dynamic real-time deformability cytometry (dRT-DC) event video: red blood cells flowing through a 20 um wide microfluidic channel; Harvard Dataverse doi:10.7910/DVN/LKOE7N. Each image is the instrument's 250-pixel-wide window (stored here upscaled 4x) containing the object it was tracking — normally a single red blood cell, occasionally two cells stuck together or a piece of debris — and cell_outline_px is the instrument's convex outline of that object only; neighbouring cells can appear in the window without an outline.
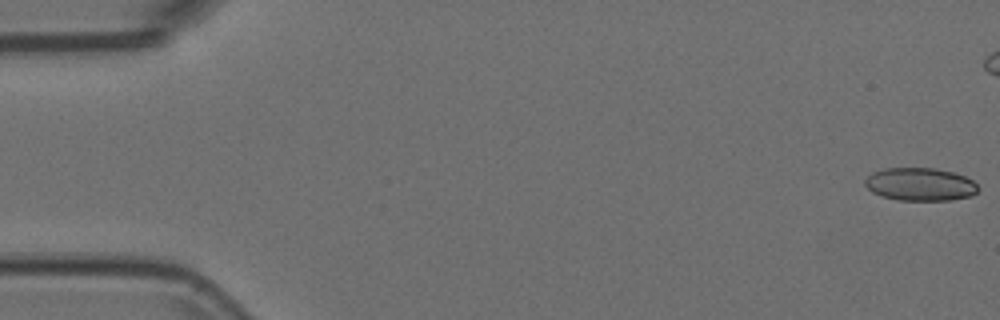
{"species": "Egyptian fruit bat (a non-hibernating species)", "species_latin": "Rousettus aegyptiacus", "temperature_condition": "room temperature", "stored_images_in_passage": 45, "camera_frame_rate_fps": 3000, "um_per_image_px": 0.085, "animal": {"sex": "female"}, "frame": {"image": 1, "passage_image": 1, "time_ms": 0.0, "image_size_px": [1000, 320], "cell_outline_px": [[980, 188], [972, 196], [948, 200], [900, 200], [880, 196], [872, 192], [864, 184], [864, 180], [872, 172], [884, 168], [936, 168], [952, 172], [964, 176], [972, 180]], "centroid_in_image_um": [78.2, 15.66], "position_along_channel_um": 6.8, "area_um2": 21.79}}
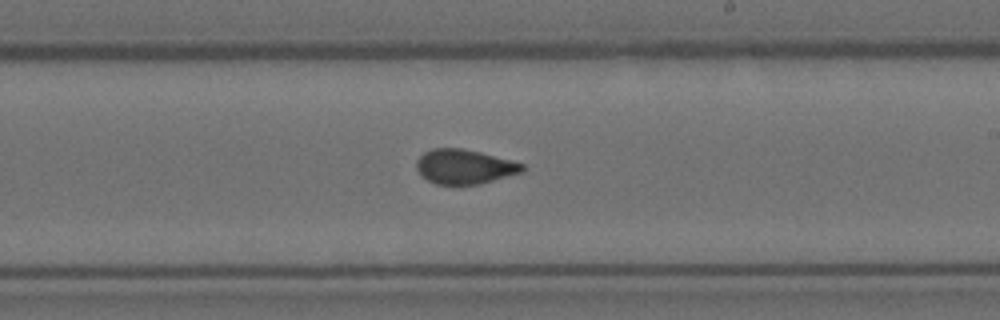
{"frame": {"image": 2, "passage_image": 32, "time_ms": 10.333, "image_size_px": [1000, 320], "cell_outline_px": [[524, 172], [480, 184], [460, 188], [436, 184], [420, 176], [416, 168], [416, 160], [424, 152], [432, 148], [460, 148], [480, 152], [524, 164]], "centroid_in_image_um": [39.44, 14.21], "position_along_channel_um": 249.6, "area_um2": 21.96}}
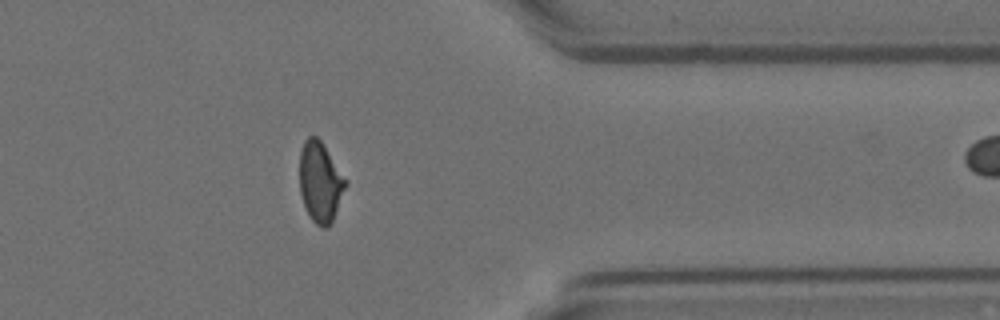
{"frame": {"image": 3, "passage_image": 44, "time_ms": 14.333, "image_size_px": [1000, 320], "cell_outline_px": [[348, 184], [332, 220], [324, 228], [320, 228], [312, 220], [304, 204], [300, 192], [300, 152], [304, 140], [308, 136], [316, 136], [320, 140], [348, 180]], "centroid_in_image_um": [27.23, 15.45], "position_along_channel_um": 384.2, "area_um2": 21.39}}